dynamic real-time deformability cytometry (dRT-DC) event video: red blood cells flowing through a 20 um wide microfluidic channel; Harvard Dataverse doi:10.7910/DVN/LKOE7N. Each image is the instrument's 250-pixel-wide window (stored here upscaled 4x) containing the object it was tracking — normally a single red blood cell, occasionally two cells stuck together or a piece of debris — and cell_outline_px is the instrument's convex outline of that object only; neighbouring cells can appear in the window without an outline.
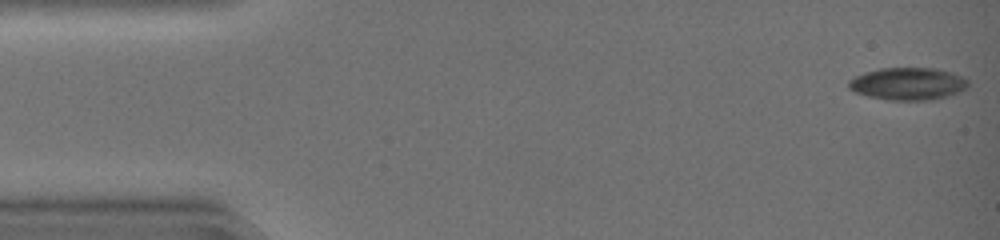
{"species": "common noctule bat (a hibernating species)", "species_latin": "Nyctalus noctula", "temperature_condition": "warm", "stored_images_in_passage": 28, "camera_frame_rate_fps": 3000, "um_per_image_px": 0.085, "animal": {"sex": "female", "body_mass_g": 19.0, "forearm_length_mm": 51.5}, "frame": {"image": 1, "passage_image": 1, "time_ms": 0.0, "image_size_px": [1000, 240], "cell_outline_px": [[968, 84], [964, 88], [956, 92], [944, 96], [928, 100], [888, 100], [868, 96], [856, 92], [848, 88], [848, 80], [864, 72], [880, 68], [936, 68], [952, 72], [968, 80]], "centroid_in_image_um": [77.12, 7.11], "position_along_channel_um": 7.9, "area_um2": 22.31}}
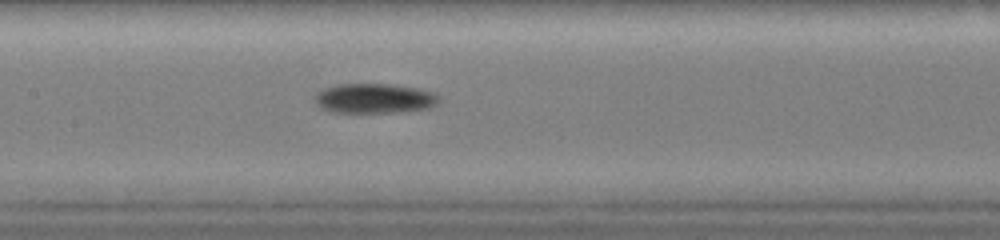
{"frame": {"image": 2, "passage_image": 22, "time_ms": 7.0, "image_size_px": [1000, 240], "cell_outline_px": [[440, 100], [436, 104], [428, 108], [396, 112], [332, 112], [320, 108], [316, 104], [316, 92], [324, 88], [336, 84], [396, 84], [420, 88], [436, 92], [440, 96]], "centroid_in_image_um": [31.86, 8.35], "position_along_channel_um": 175.5, "area_um2": 21.79}}
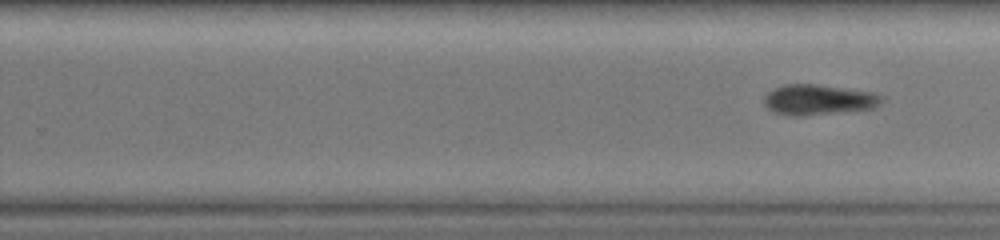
{"frame": {"image": 3, "passage_image": 28, "time_ms": 9.0, "image_size_px": [1000, 240], "cell_outline_px": [[884, 100], [876, 108], [800, 116], [792, 116], [776, 112], [768, 108], [764, 104], [764, 96], [768, 92], [784, 84], [816, 84], [872, 92], [884, 96]], "centroid_in_image_um": [69.6, 8.47], "position_along_channel_um": 260.2, "area_um2": 20.75}}